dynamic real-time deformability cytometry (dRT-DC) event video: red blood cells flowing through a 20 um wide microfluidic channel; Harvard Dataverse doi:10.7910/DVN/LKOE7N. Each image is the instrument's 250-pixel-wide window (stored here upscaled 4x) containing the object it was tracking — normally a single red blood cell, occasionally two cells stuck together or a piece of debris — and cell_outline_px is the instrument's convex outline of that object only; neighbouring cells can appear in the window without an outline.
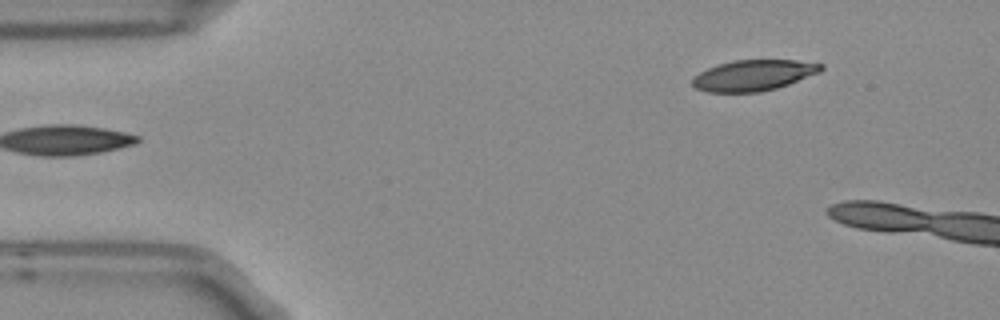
{"species": "Egyptian fruit bat (a non-hibernating species)", "species_latin": "Rousettus aegyptiacus", "temperature_condition": "room temperature", "stored_images_in_passage": 2, "camera_frame_rate_fps": 3000, "um_per_image_px": 0.085, "frame": {"image": 1, "passage_image": 2, "time_ms": 0.333, "image_size_px": [1000, 320], "cell_outline_px": [[824, 68], [820, 72], [788, 84], [776, 88], [760, 92], [708, 92], [696, 88], [692, 84], [692, 80], [700, 72], [708, 68], [732, 60], [796, 60], [824, 64]], "centroid_in_image_um": [64.07, 6.4], "position_along_channel_um": 20.9, "area_um2": 22.95}}